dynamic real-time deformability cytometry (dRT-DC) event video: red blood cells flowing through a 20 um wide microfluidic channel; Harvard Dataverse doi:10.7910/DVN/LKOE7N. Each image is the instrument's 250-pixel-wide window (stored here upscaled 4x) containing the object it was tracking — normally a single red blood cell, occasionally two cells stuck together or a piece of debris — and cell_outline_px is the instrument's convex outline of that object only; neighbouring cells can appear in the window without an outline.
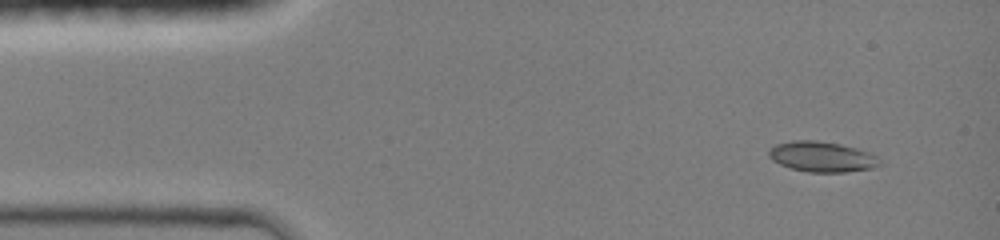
{"species": "common noctule bat (a hibernating species)", "species_latin": "Nyctalus noctula", "temperature_condition": "room temperature", "stored_images_in_passage": 12, "segment_of_instrument_passage": [2, 2], "camera_frame_rate_fps": 3000, "um_per_image_px": 0.085, "animal": {"sex": "female", "body_mass_g": 19.0, "forearm_length_mm": 51.5}, "frame": {"image": 1, "passage_image": 12, "time_ms": 5.0, "image_size_px": [1000, 240], "cell_outline_px": [[884, 164], [872, 168], [844, 172], [808, 172], [792, 168], [780, 164], [772, 160], [768, 156], [768, 148], [776, 144], [792, 140], [816, 140], [840, 144], [856, 148], [868, 152], [876, 156]], "centroid_in_image_um": [69.85, 13.31], "position_along_channel_um": 15.1, "area_um2": 19.71}}